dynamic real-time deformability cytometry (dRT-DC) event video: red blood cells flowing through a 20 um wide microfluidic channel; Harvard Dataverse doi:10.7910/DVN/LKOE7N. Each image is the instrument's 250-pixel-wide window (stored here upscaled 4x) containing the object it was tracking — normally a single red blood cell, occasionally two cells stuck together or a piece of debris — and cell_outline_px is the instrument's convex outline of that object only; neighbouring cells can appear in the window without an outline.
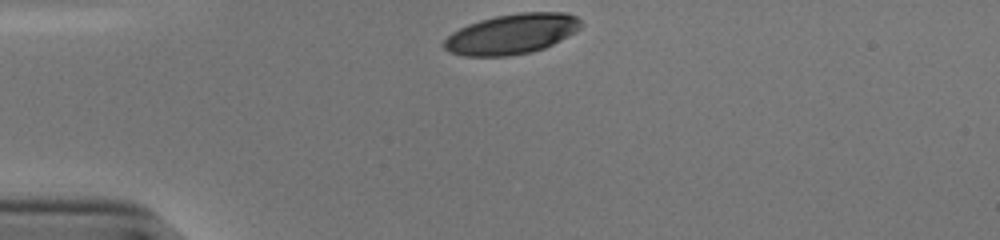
{"species": "human", "species_latin": "Homo sapiens", "temperature_condition": "cold", "stored_images_in_passage": 30, "camera_frame_rate_fps": 3000, "um_per_image_px": 0.085, "donor": {"sex": "male"}, "frame": {"image": 1, "passage_image": 1, "time_ms": 0.0, "image_size_px": [1000, 240], "cell_outline_px": [[584, 24], [580, 28], [560, 40], [544, 48], [532, 52], [508, 56], [464, 56], [448, 52], [440, 44], [452, 32], [468, 24], [480, 20], [496, 16], [520, 12], [564, 12], [576, 16]], "centroid_in_image_um": [43.47, 2.89], "position_along_channel_um": 41.5, "area_um2": 32.14}}
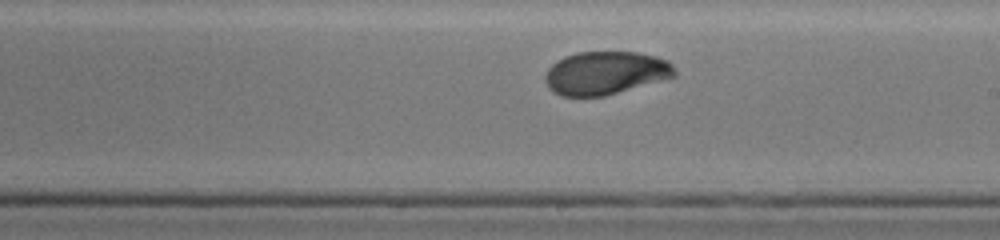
{"frame": {"image": 2, "passage_image": 19, "time_ms": 6.0, "image_size_px": [1000, 240], "cell_outline_px": [[676, 76], [604, 96], [560, 96], [552, 92], [548, 88], [544, 80], [544, 76], [548, 68], [556, 60], [564, 56], [576, 52], [636, 52], [656, 56], [668, 60], [672, 64], [676, 72]], "centroid_in_image_um": [51.43, 6.2], "position_along_channel_um": 237.6, "area_um2": 32.77}}
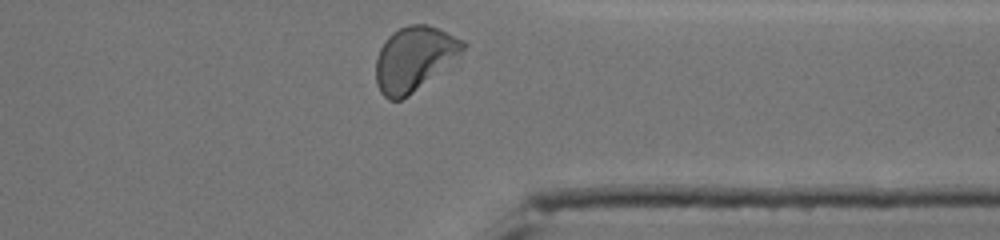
{"frame": {"image": 3, "passage_image": 30, "time_ms": 9.667, "image_size_px": [1000, 240], "cell_outline_px": [[468, 44], [460, 56], [408, 96], [400, 100], [388, 100], [380, 92], [376, 84], [376, 56], [384, 40], [392, 32], [408, 24], [428, 24], [464, 40]], "centroid_in_image_um": [35.2, 4.98], "position_along_channel_um": 376.2, "area_um2": 32.77}, "authors_computed_cell_mechanics": {"area_um2": 32.7726, "velocity_mm_per_s": 3.8369, "shape_relaxation_time_tau1_ms": 3.6662, "shape_relaxation_time_tau2_ms": 0.8908, "deformation_change_tau1": 0.1623, "deformation_change_tau2": 0.0379}}